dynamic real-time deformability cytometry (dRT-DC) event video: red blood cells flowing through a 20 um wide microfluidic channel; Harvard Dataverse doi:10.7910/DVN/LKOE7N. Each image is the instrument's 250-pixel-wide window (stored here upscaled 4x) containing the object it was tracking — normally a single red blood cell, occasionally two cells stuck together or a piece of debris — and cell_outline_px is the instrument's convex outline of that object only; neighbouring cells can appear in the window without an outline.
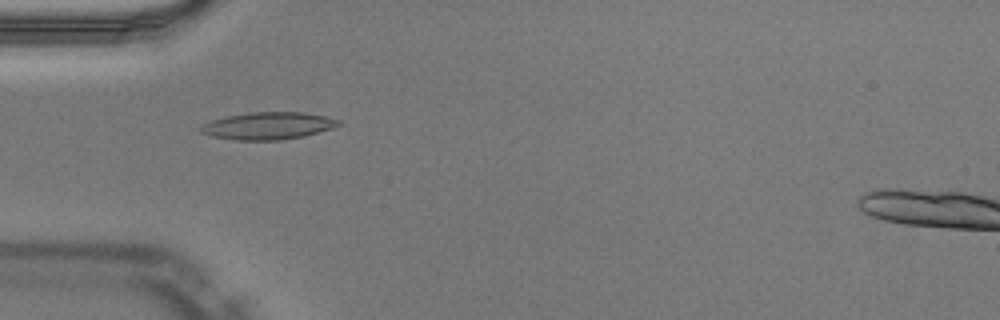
{"species": "Egyptian fruit bat (a non-hibernating species)", "species_latin": "Rousettus aegyptiacus", "temperature_condition": "warm", "stored_images_in_passage": 50, "camera_frame_rate_fps": 3000, "um_per_image_px": 0.085, "animal": {"sex": "male"}, "frame": {"image": 1, "passage_image": 16, "time_ms": 5.0, "image_size_px": [1000, 320], "cell_outline_px": [[340, 124], [332, 128], [304, 136], [280, 140], [236, 140], [208, 136], [200, 132], [200, 124], [224, 116], [248, 112], [304, 112], [324, 116], [340, 120]], "centroid_in_image_um": [22.72, 10.69], "position_along_channel_um": 62.3, "area_um2": 22.08}}
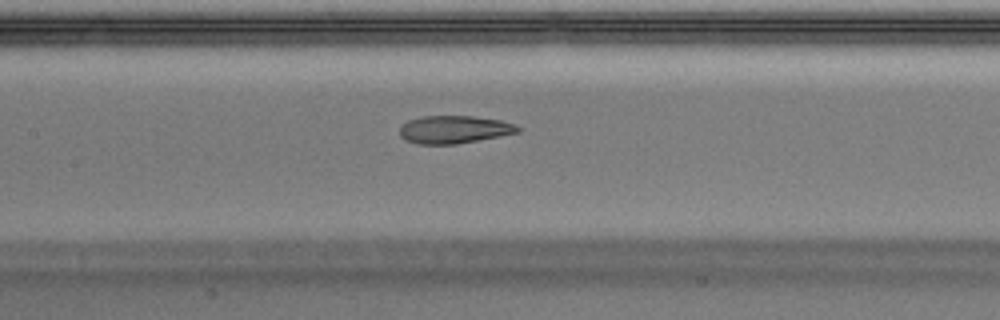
{"frame": {"image": 2, "passage_image": 24, "time_ms": 7.667, "image_size_px": [1000, 320], "cell_outline_px": [[520, 132], [500, 136], [456, 144], [416, 144], [404, 140], [400, 136], [400, 128], [408, 120], [420, 116], [472, 116], [500, 120], [516, 124], [520, 128]], "centroid_in_image_um": [38.59, 11.01], "position_along_channel_um": 168.8, "area_um2": 19.19}}
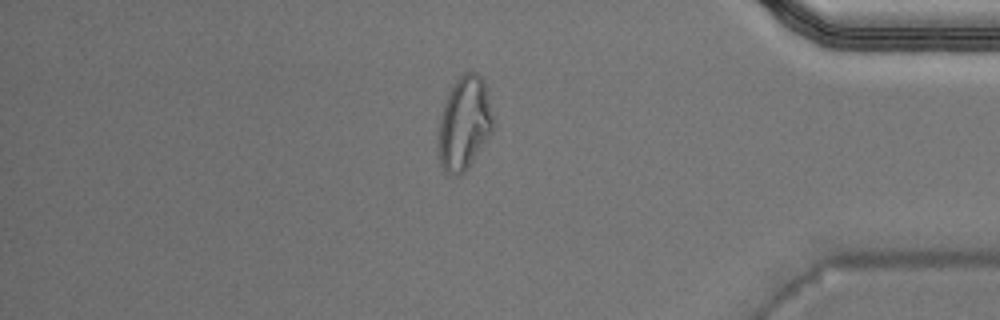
{"frame": {"image": 3, "passage_image": 43, "time_ms": 14.0, "image_size_px": [1000, 320], "cell_outline_px": [[496, 124], [492, 132], [464, 172], [460, 176], [448, 176], [444, 172], [440, 164], [440, 116], [448, 92], [456, 80], [464, 72], [472, 68], [484, 80]], "centroid_in_image_um": [39.5, 10.45], "position_along_channel_um": 395.7, "area_um2": 29.94}, "authors_computed_cell_mechanics": {"area_um2": 20.5479, "velocity_mm_per_s": 4.0286, "shape_relaxation_time_tau1_ms": null, "shape_relaxation_time_tau2_ms": 1.5801, "deformation_change_tau1": null, "deformation_change_tau2": 0.0929}}